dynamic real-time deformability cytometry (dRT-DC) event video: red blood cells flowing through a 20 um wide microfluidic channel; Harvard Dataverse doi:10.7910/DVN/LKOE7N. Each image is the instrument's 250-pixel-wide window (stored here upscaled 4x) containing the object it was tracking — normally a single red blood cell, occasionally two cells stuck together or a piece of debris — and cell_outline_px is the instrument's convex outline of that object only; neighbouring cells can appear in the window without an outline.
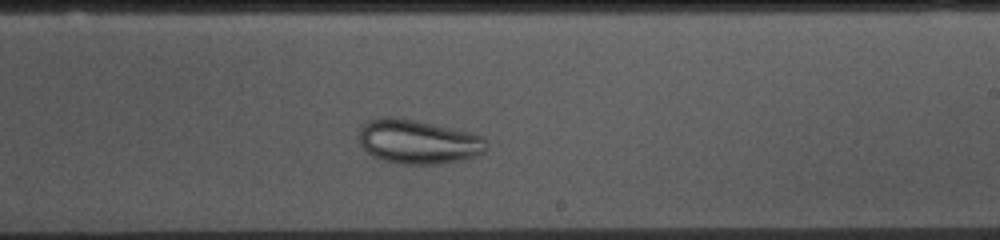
{"species": "common noctule bat (a hibernating species)", "species_latin": "Nyctalus noctula", "temperature_condition": "cold", "stored_images_in_passage": 36, "camera_frame_rate_fps": 3000, "um_per_image_px": 0.085, "animal": {"sex": "female", "body_mass_g": 10.0, "forearm_length_mm": 53.1}, "frame": {"image": 1, "passage_image": 24, "time_ms": 7.667, "image_size_px": [1000, 240], "cell_outline_px": [[484, 152], [476, 156], [464, 160], [436, 164], [400, 164], [380, 160], [372, 156], [360, 144], [360, 128], [368, 120], [384, 116], [392, 116], [452, 128], [484, 136]], "centroid_in_image_um": [35.51, 12.06], "position_along_channel_um": 253.5, "area_um2": 32.66}}
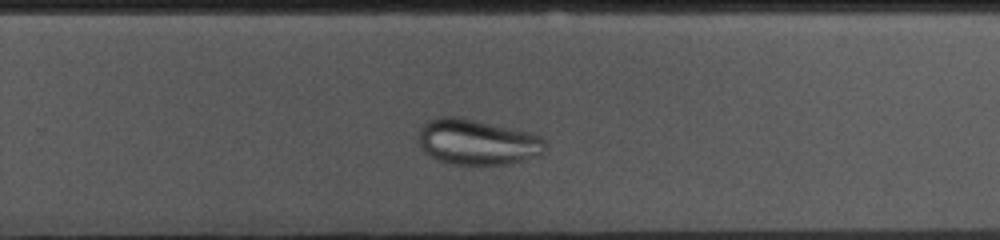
{"frame": {"image": 2, "passage_image": 27, "time_ms": 8.667, "image_size_px": [1000, 240], "cell_outline_px": [[548, 144], [544, 152], [540, 156], [508, 164], [452, 164], [440, 160], [432, 156], [420, 148], [416, 140], [420, 124], [428, 120], [440, 116], [456, 116], [528, 132], [540, 136]], "centroid_in_image_um": [40.54, 12.06], "position_along_channel_um": 289.3, "area_um2": 33.87}}
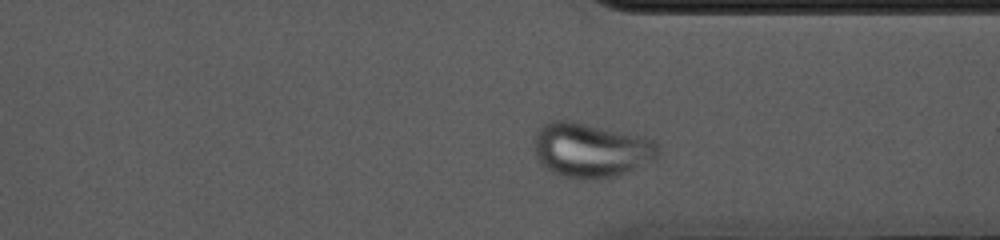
{"frame": {"image": 3, "passage_image": 33, "time_ms": 10.667, "image_size_px": [1000, 240], "cell_outline_px": [[660, 156], [656, 160], [628, 172], [616, 176], [584, 180], [576, 180], [560, 176], [552, 172], [540, 164], [536, 160], [532, 140], [536, 128], [548, 120], [576, 120], [628, 132], [652, 140], [660, 144]], "centroid_in_image_um": [50.19, 12.74], "position_along_channel_um": 361.2, "area_um2": 40.98}}